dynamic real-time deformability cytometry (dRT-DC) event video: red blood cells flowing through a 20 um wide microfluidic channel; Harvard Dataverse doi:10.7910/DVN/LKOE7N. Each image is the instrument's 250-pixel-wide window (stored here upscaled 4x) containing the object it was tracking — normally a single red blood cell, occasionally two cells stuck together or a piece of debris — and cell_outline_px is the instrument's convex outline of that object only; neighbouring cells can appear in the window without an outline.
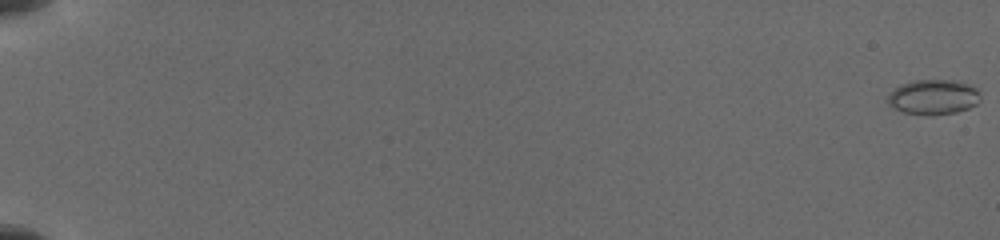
{"species": "common noctule bat (a hibernating species)", "species_latin": "Nyctalus noctula", "temperature_condition": "cold", "stored_images_in_passage": 24, "camera_frame_rate_fps": 3000, "um_per_image_px": 0.085, "animal": {"sex": "female", "body_mass_g": 19.5, "forearm_length_mm": 54.1}, "frame": {"image": 1, "passage_image": 1, "time_ms": 0.0, "image_size_px": [1000, 240], "cell_outline_px": [[980, 100], [976, 104], [968, 108], [956, 112], [932, 116], [928, 116], [904, 112], [888, 104], [888, 96], [896, 88], [904, 84], [916, 80], [952, 80], [976, 88], [980, 96]], "centroid_in_image_um": [79.35, 8.27], "position_along_channel_um": 5.7, "area_um2": 18.55}}
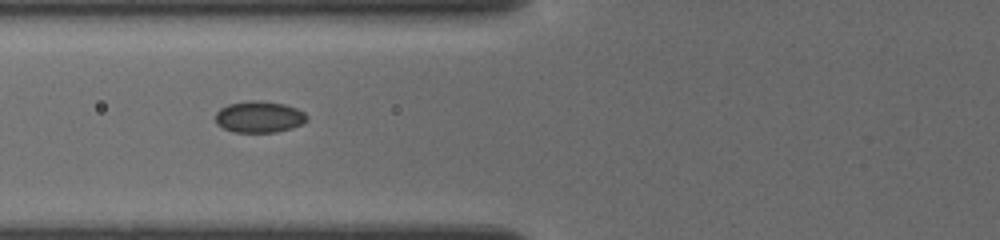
{"frame": {"image": 2, "passage_image": 15, "time_ms": 8.0, "image_size_px": [1000, 240], "cell_outline_px": [[308, 120], [292, 128], [276, 132], [232, 132], [216, 124], [216, 112], [220, 108], [228, 104], [248, 100], [260, 100], [284, 104], [296, 108], [304, 112], [308, 116]], "centroid_in_image_um": [22.02, 9.93], "position_along_channel_um": 103.8, "area_um2": 16.88}}
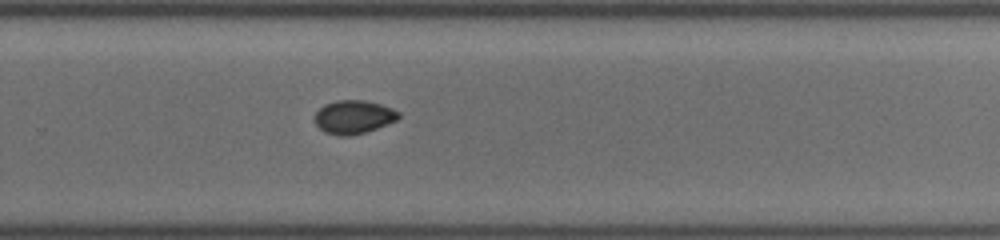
{"frame": {"image": 3, "passage_image": 24, "time_ms": 13.0, "image_size_px": [1000, 240], "cell_outline_px": [[400, 116], [396, 120], [376, 128], [364, 132], [348, 136], [340, 136], [324, 132], [316, 124], [316, 112], [324, 104], [336, 100], [364, 100], [380, 104], [392, 108], [400, 112]], "centroid_in_image_um": [30.06, 9.93], "position_along_channel_um": 299.7, "area_um2": 16.18}}